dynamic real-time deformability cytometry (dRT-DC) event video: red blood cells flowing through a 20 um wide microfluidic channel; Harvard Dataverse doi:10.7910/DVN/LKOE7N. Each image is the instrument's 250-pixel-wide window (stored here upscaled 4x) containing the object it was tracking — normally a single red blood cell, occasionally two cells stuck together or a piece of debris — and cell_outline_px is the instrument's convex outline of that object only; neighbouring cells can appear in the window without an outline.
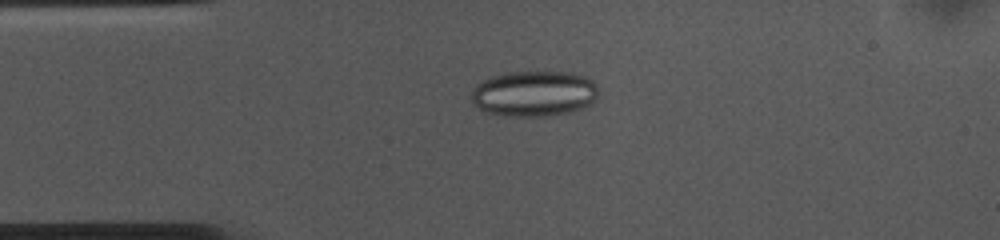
{"species": "common noctule bat (a hibernating species)", "species_latin": "Nyctalus noctula", "temperature_condition": "cold", "stored_images_in_passage": 53, "camera_frame_rate_fps": 3000, "um_per_image_px": 0.085, "animal": {"sex": "female", "body_mass_g": 10.0, "forearm_length_mm": 53.1}, "frame": {"image": 1, "passage_image": 11, "time_ms": 3.333, "image_size_px": [1000, 240], "cell_outline_px": [[596, 100], [580, 108], [568, 112], [548, 116], [504, 116], [484, 112], [472, 104], [472, 92], [476, 84], [492, 76], [504, 72], [572, 72], [584, 76], [592, 80], [596, 84]], "centroid_in_image_um": [45.35, 7.95], "position_along_channel_um": 39.6, "area_um2": 33.87}}
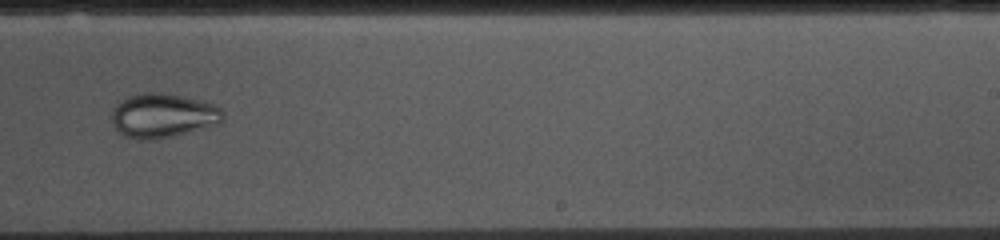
{"frame": {"image": 2, "passage_image": 32, "time_ms": 10.333, "image_size_px": [1000, 240], "cell_outline_px": [[224, 116], [220, 124], [172, 136], [152, 140], [136, 140], [124, 136], [112, 124], [112, 108], [120, 100], [128, 96], [148, 92], [160, 92], [180, 96], [216, 104], [224, 112]], "centroid_in_image_um": [13.84, 9.83], "position_along_channel_um": 275.2, "area_um2": 28.84}}
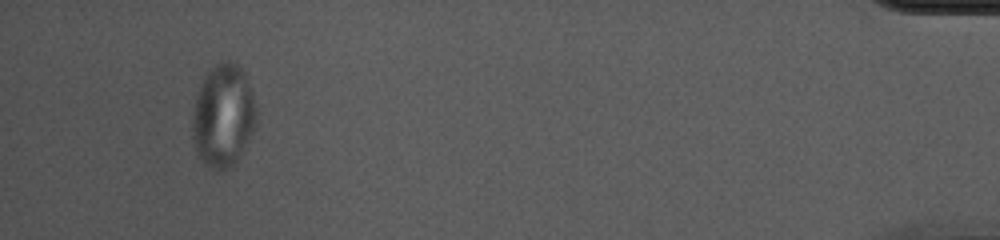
{"frame": {"image": 3, "passage_image": 50, "time_ms": 16.333, "image_size_px": [1000, 240], "cell_outline_px": [[256, 120], [252, 132], [240, 156], [228, 168], [220, 172], [208, 168], [200, 160], [196, 152], [192, 136], [192, 116], [196, 96], [200, 84], [204, 76], [220, 60], [228, 60], [236, 64], [244, 72], [248, 80], [252, 92], [256, 108]], "centroid_in_image_um": [18.95, 9.85], "position_along_channel_um": 416.3, "area_um2": 38.49}}